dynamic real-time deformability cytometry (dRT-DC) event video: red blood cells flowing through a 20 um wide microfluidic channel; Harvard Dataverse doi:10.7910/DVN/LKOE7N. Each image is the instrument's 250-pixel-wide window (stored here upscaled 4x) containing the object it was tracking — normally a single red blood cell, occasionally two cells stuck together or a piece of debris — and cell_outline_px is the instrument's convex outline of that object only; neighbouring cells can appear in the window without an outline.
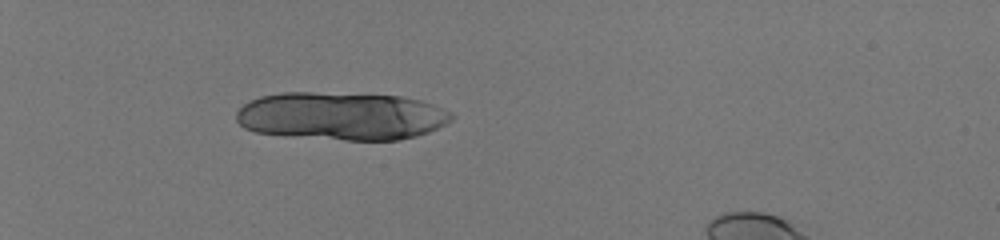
{"species": "human", "species_latin": "Homo sapiens", "temperature_condition": "room temperature", "stored_images_in_passage": 8, "camera_frame_rate_fps": 3000, "um_per_image_px": 0.085, "donor": {"sex": "male"}, "frame": {"image": 1, "passage_image": 1, "time_ms": 0.0, "image_size_px": [1000, 240], "cell_outline_px": [[456, 116], [448, 124], [428, 132], [416, 136], [396, 140], [344, 140], [284, 136], [256, 132], [244, 128], [236, 120], [236, 112], [244, 104], [260, 96], [284, 92], [312, 92], [400, 96], [420, 100], [432, 104], [452, 112]], "centroid_in_image_um": [29.04, 9.87], "position_along_channel_um": 56.0, "area_um2": 60.57}}